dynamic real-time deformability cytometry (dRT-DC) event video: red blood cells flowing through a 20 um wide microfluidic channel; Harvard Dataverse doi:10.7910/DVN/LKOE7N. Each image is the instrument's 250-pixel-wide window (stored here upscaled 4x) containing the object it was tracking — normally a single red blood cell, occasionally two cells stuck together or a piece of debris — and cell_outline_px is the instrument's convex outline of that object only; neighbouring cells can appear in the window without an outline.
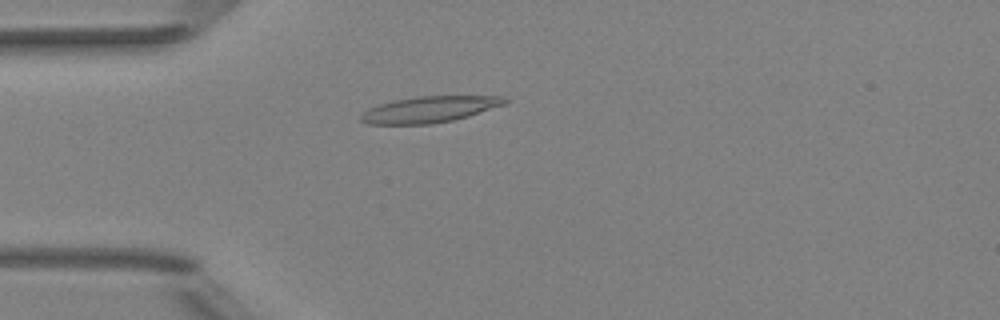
{"species": "Egyptian fruit bat (a non-hibernating species)", "species_latin": "Rousettus aegyptiacus", "temperature_condition": "room temperature", "stored_images_in_passage": 38, "camera_frame_rate_fps": 3000, "um_per_image_px": 0.085, "animal": {"sex": "female"}, "frame": {"image": 1, "passage_image": 1, "time_ms": 0.0, "image_size_px": [1000, 320], "cell_outline_px": [[508, 104], [468, 116], [452, 120], [432, 124], [368, 124], [360, 120], [360, 116], [368, 108], [380, 104], [396, 100], [420, 96], [504, 96], [508, 100]], "centroid_in_image_um": [36.55, 9.3], "position_along_channel_um": 48.4, "area_um2": 21.91}}
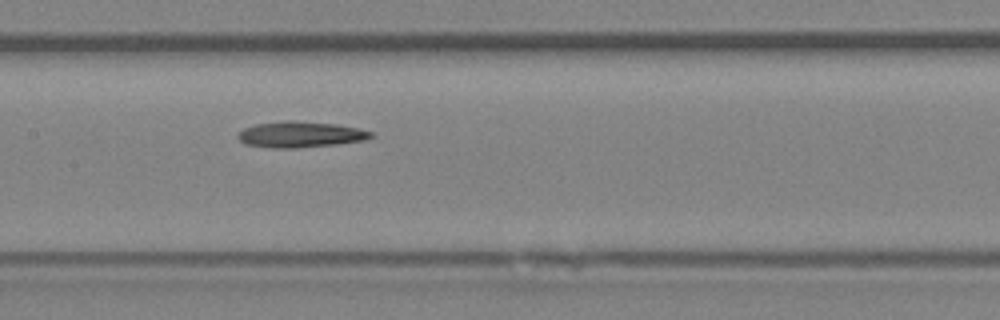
{"frame": {"image": 2, "passage_image": 12, "time_ms": 3.667, "image_size_px": [1000, 320], "cell_outline_px": [[376, 136], [364, 140], [336, 144], [296, 148], [268, 148], [244, 144], [236, 136], [244, 128], [256, 124], [284, 120], [288, 120], [336, 124], [356, 128], [372, 132]], "centroid_in_image_um": [25.5, 11.43], "position_along_channel_um": 181.9, "area_um2": 20.11}}
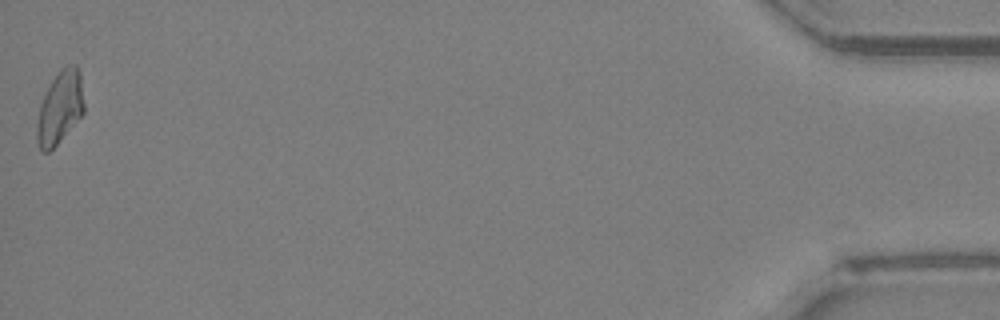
{"frame": {"image": 3, "passage_image": 38, "time_ms": 12.333, "image_size_px": [1000, 320], "cell_outline_px": [[84, 112], [56, 144], [48, 152], [44, 152], [40, 148], [36, 140], [36, 124], [40, 104], [52, 80], [60, 68], [68, 64], [76, 64], [80, 68], [84, 104]], "centroid_in_image_um": [5.1, 9.09], "position_along_channel_um": 430.1, "area_um2": 19.88}}